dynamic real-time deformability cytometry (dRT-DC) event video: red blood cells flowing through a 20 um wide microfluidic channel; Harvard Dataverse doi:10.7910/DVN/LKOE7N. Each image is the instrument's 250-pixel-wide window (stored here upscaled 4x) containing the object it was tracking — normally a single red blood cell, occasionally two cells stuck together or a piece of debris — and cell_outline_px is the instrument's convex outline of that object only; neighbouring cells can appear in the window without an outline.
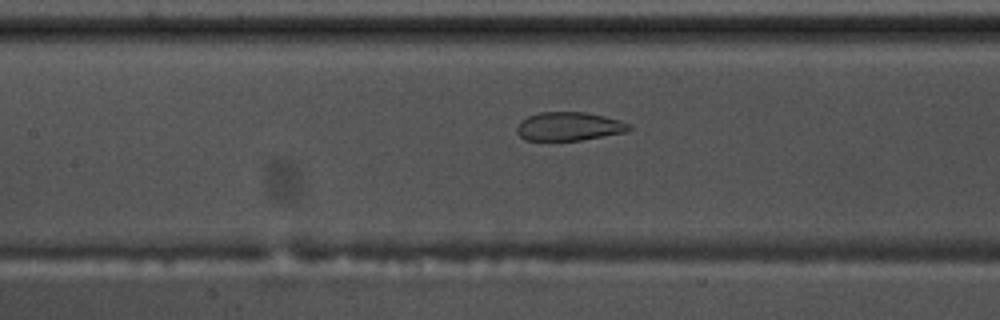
{"species": "common noctule bat (a hibernating species)", "species_latin": "Nyctalus noctula", "temperature_condition": "warm", "stored_images_in_passage": 40, "camera_frame_rate_fps": 3000, "um_per_image_px": 0.085, "animal": {"sex": "male", "body_mass_g": 17.5, "forearm_length_mm": 52.3}, "frame": {"image": 1, "passage_image": 15, "time_ms": 4.667, "image_size_px": [1000, 320], "cell_outline_px": [[632, 128], [628, 132], [580, 140], [524, 140], [516, 132], [516, 128], [520, 120], [528, 116], [540, 112], [584, 112], [604, 116], [620, 120], [632, 124]], "centroid_in_image_um": [48.38, 10.74], "position_along_channel_um": 159.0, "area_um2": 18.84}}
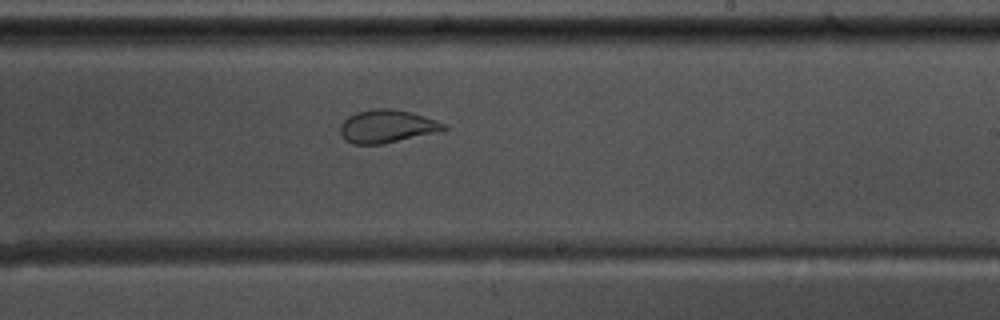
{"frame": {"image": 2, "passage_image": 23, "time_ms": 7.333, "image_size_px": [1000, 320], "cell_outline_px": [[448, 128], [444, 132], [384, 144], [352, 144], [344, 140], [340, 132], [340, 124], [348, 116], [356, 112], [372, 108], [392, 108], [412, 112], [448, 124]], "centroid_in_image_um": [32.95, 10.74], "position_along_channel_um": 256.0, "area_um2": 20.58}}
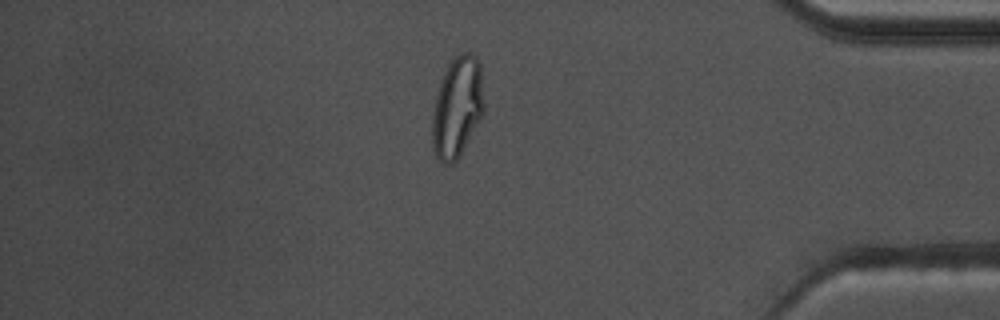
{"frame": {"image": 3, "passage_image": 37, "time_ms": 12.0, "image_size_px": [1000, 320], "cell_outline_px": [[484, 112], [460, 156], [452, 164], [444, 164], [436, 156], [432, 148], [432, 112], [440, 80], [448, 64], [460, 52], [468, 52], [476, 56], [480, 64], [484, 108]], "centroid_in_image_um": [38.85, 9.11], "position_along_channel_um": 396.3, "area_um2": 30.52}}